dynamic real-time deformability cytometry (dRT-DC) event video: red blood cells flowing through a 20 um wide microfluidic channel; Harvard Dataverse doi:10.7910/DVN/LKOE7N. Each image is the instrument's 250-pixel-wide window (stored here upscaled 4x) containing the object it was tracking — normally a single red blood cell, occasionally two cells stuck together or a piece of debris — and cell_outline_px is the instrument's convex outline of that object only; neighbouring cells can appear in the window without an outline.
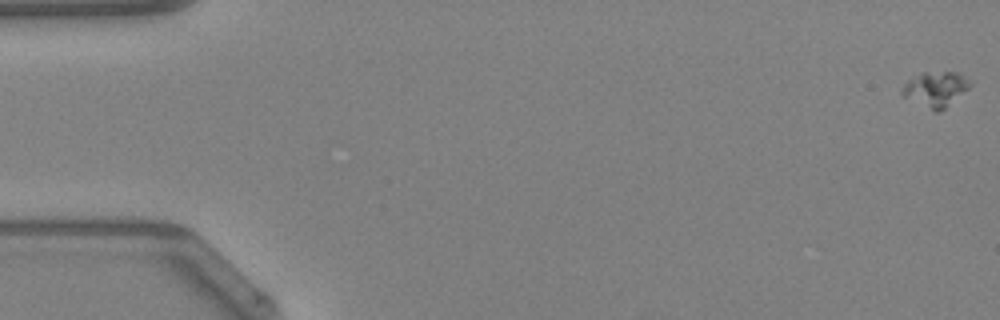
{"species": "Egyptian fruit bat (a non-hibernating species)", "species_latin": "Rousettus aegyptiacus", "temperature_condition": "warm", "stored_images_in_passage": 14, "camera_frame_rate_fps": 3000, "um_per_image_px": 0.085, "animal": {"sex": "female"}, "frame": {"image": 1, "passage_image": 1, "time_ms": 0.0, "image_size_px": [1000, 320], "cell_outline_px": [[972, 84], [968, 88], [940, 112], [936, 112], [900, 96], [900, 92], [904, 84], [912, 76], [920, 72], [956, 72]], "centroid_in_image_um": [79.43, 7.58], "position_along_channel_um": 5.6, "area_um2": 13.81}}
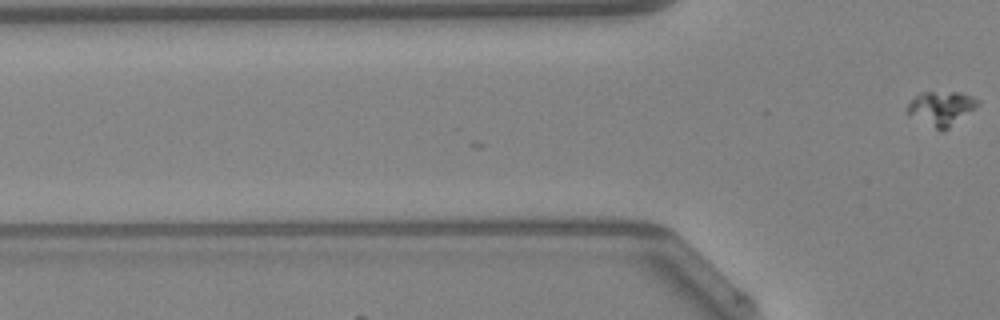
{"frame": {"image": 2, "passage_image": 14, "time_ms": 4.333, "image_size_px": [1000, 320], "cell_outline_px": [[980, 100], [972, 108], [944, 132], [940, 132], [904, 112], [908, 104], [920, 92], [960, 92], [972, 96]], "centroid_in_image_um": [79.93, 9.21], "position_along_channel_um": 45.9, "area_um2": 13.81}}